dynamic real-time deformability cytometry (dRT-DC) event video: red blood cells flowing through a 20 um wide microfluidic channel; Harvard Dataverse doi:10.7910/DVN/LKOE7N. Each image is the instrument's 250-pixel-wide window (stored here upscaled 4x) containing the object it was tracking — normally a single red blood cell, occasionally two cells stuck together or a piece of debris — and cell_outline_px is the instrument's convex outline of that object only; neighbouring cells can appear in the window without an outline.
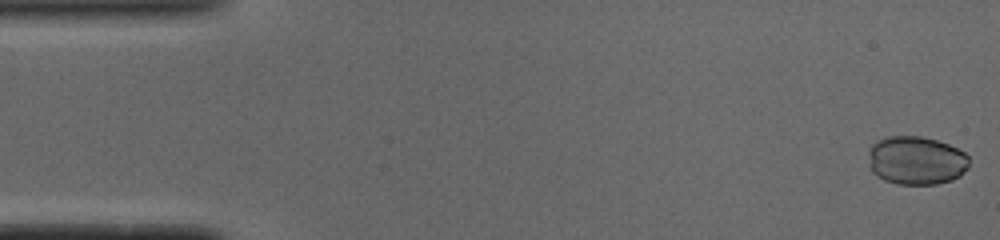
{"species": "common noctule bat (a hibernating species)", "species_latin": "Nyctalus noctula", "temperature_condition": "cold", "stored_images_in_passage": 51, "camera_frame_rate_fps": 3000, "um_per_image_px": 0.085, "animal": {"sex": "male", "body_mass_g": 19.0, "forearm_length_mm": 50.8}, "frame": {"image": 1, "passage_image": 1, "time_ms": 0.0, "image_size_px": [1000, 240], "cell_outline_px": [[968, 168], [960, 176], [952, 180], [936, 184], [896, 184], [884, 180], [872, 172], [868, 152], [872, 144], [876, 140], [888, 136], [920, 136], [936, 140], [948, 144], [964, 152], [968, 156]], "centroid_in_image_um": [77.88, 13.64], "position_along_channel_um": 7.1, "area_um2": 28.55}}
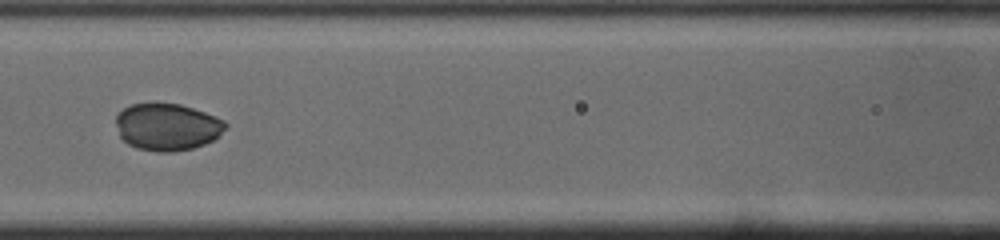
{"frame": {"image": 2, "passage_image": 22, "time_ms": 7.0, "image_size_px": [1000, 240], "cell_outline_px": [[228, 128], [220, 136], [204, 144], [192, 148], [172, 152], [156, 152], [136, 148], [128, 144], [120, 136], [116, 124], [116, 116], [124, 108], [132, 104], [180, 104], [204, 112], [224, 120], [228, 124]], "centroid_in_image_um": [14.24, 10.8], "position_along_channel_um": 152.4, "area_um2": 30.0}}
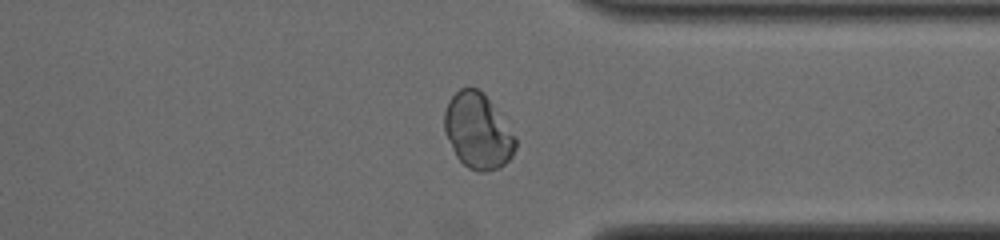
{"frame": {"image": 3, "passage_image": 39, "time_ms": 12.667, "image_size_px": [1000, 240], "cell_outline_px": [[516, 148], [512, 156], [500, 168], [484, 172], [480, 172], [468, 168], [456, 156], [444, 132], [444, 112], [448, 100], [460, 88], [476, 88], [484, 92], [516, 140]], "centroid_in_image_um": [40.58, 11.15], "position_along_channel_um": 370.8, "area_um2": 30.92}}